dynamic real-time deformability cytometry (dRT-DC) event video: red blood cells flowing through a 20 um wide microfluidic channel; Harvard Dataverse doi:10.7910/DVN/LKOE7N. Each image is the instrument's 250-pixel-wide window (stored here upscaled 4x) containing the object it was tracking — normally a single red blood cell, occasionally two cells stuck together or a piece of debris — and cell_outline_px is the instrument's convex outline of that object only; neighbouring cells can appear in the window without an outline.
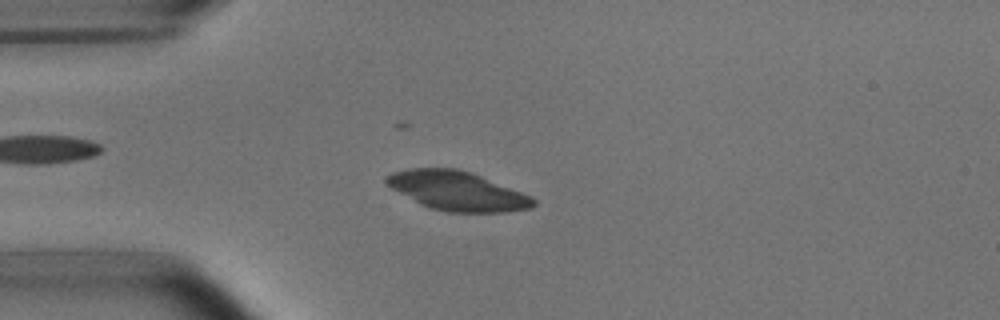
{"species": "common noctule bat (a hibernating species)", "species_latin": "Nyctalus noctula", "temperature_condition": "room temperature", "stored_images_in_passage": 46, "camera_frame_rate_fps": 3000, "um_per_image_px": 0.085, "animal": {"sex": "male", "body_mass_g": 15.6}, "frame": {"image": 1, "passage_image": 13, "time_ms": 4.0, "image_size_px": [1000, 320], "cell_outline_px": [[536, 204], [532, 208], [504, 212], [448, 212], [432, 208], [420, 204], [384, 184], [384, 180], [392, 172], [408, 168], [456, 168], [472, 172], [532, 196], [536, 200]], "centroid_in_image_um": [38.88, 16.22], "position_along_channel_um": 46.1, "area_um2": 33.58}}